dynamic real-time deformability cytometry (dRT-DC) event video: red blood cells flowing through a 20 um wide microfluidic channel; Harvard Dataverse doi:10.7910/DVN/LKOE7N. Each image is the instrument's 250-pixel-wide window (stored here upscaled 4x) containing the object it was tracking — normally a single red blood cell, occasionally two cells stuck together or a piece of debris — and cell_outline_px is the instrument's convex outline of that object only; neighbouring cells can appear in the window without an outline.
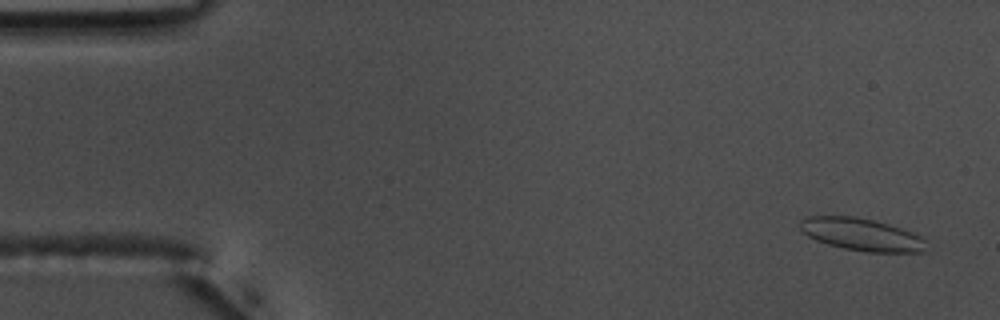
{"species": "common noctule bat (a hibernating species)", "species_latin": "Nyctalus noctula", "temperature_condition": "warm", "stored_images_in_passage": 54, "camera_frame_rate_fps": 3000, "um_per_image_px": 0.085, "animal": {"sex": "male", "body_mass_g": 17.5, "forearm_length_mm": 52.3}, "frame": {"image": 1, "passage_image": 1, "time_ms": 0.0, "image_size_px": [1000, 320], "cell_outline_px": [[924, 252], [868, 252], [844, 248], [828, 244], [816, 240], [808, 236], [800, 228], [800, 220], [808, 216], [856, 216], [888, 224], [916, 232], [924, 240]], "centroid_in_image_um": [73.23, 19.92], "position_along_channel_um": 11.8, "area_um2": 23.76}}
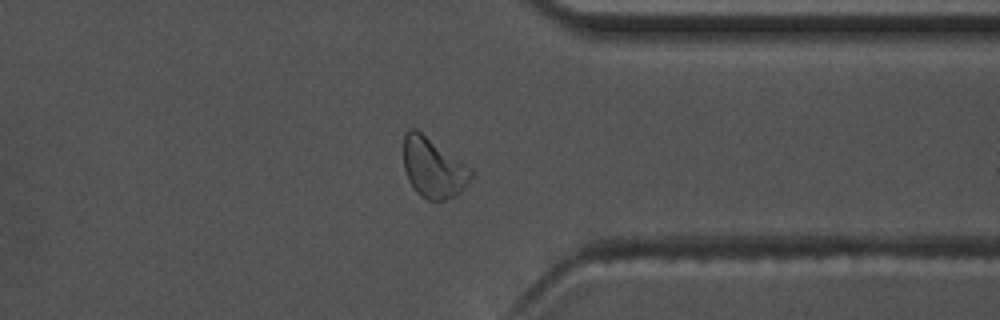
{"frame": {"image": 2, "passage_image": 41, "time_ms": 13.333, "image_size_px": [1000, 320], "cell_outline_px": [[476, 172], [460, 192], [456, 196], [444, 200], [428, 200], [420, 196], [412, 188], [408, 180], [404, 168], [404, 132], [408, 128], [416, 128], [472, 168]], "centroid_in_image_um": [36.83, 14.26], "position_along_channel_um": 374.6, "area_um2": 23.87}}
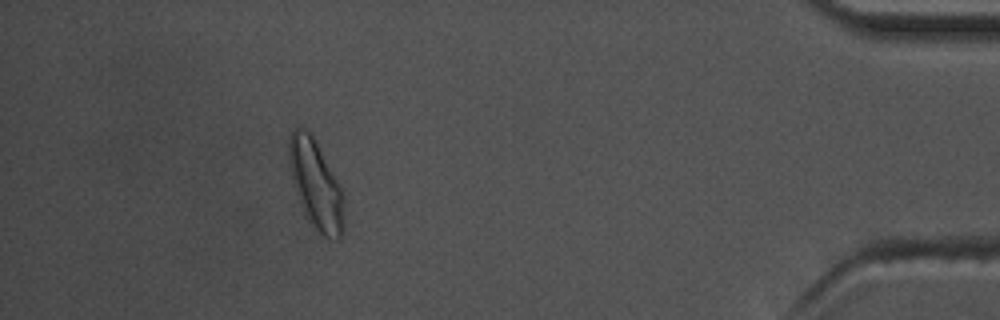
{"frame": {"image": 3, "passage_image": 48, "time_ms": 15.667, "image_size_px": [1000, 320], "cell_outline_px": [[344, 232], [340, 240], [336, 240], [324, 236], [316, 232], [304, 216], [288, 164], [288, 140], [292, 132], [296, 128], [304, 128], [312, 136], [336, 180], [344, 196]], "centroid_in_image_um": [26.85, 15.79], "position_along_channel_um": 408.4, "area_um2": 28.32}, "authors_computed_cell_mechanics": {"area_um2": 22.1374, "velocity_mm_per_s": 3.6999, "shape_relaxation_time_tau1_ms": 5.4284, "shape_relaxation_time_tau2_ms": 1.2991, "deformation_change_tau1": 0.1374, "deformation_change_tau2": 0.0538}}